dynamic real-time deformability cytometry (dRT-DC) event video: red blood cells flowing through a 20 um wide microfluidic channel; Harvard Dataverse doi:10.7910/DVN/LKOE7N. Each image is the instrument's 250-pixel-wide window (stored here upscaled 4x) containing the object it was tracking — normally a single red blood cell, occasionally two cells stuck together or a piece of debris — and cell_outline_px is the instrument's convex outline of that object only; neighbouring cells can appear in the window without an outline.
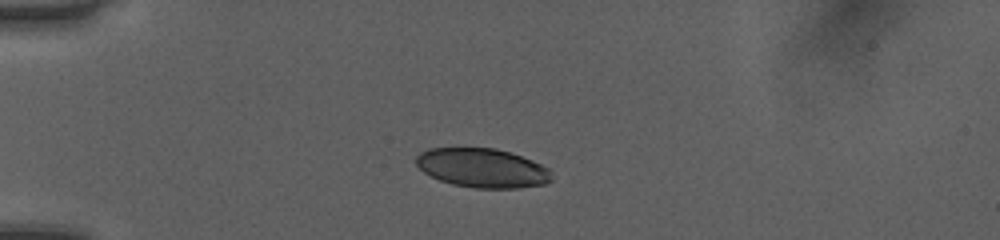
{"species": "human", "species_latin": "Homo sapiens", "temperature_condition": "room temperature", "stored_images_in_passage": 38, "camera_frame_rate_fps": 3000, "um_per_image_px": 0.085, "donor": {"sex": "female"}, "frame": {"image": 1, "passage_image": 1, "time_ms": 0.0, "image_size_px": [1000, 240], "cell_outline_px": [[552, 180], [544, 184], [516, 188], [476, 188], [452, 184], [440, 180], [424, 172], [416, 164], [416, 156], [420, 152], [428, 148], [496, 148], [532, 160], [548, 168]], "centroid_in_image_um": [40.98, 14.27], "position_along_channel_um": 44.0, "area_um2": 30.69}}
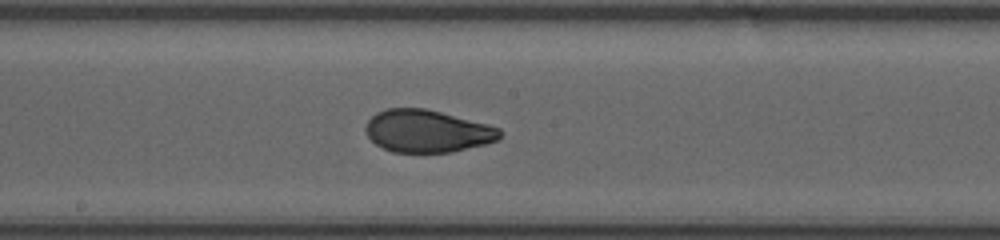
{"frame": {"image": 2, "passage_image": 16, "time_ms": 5.0, "image_size_px": [1000, 240], "cell_outline_px": [[500, 136], [496, 140], [484, 144], [452, 152], [392, 152], [376, 144], [368, 136], [364, 128], [368, 120], [376, 112], [388, 108], [424, 108], [488, 124], [500, 128]], "centroid_in_image_um": [36.28, 11.14], "position_along_channel_um": 211.9, "area_um2": 32.95}}
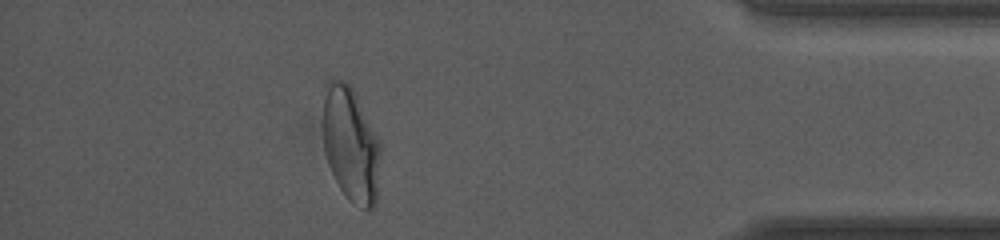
{"frame": {"image": 3, "passage_image": 33, "time_ms": 10.667, "image_size_px": [1000, 240], "cell_outline_px": [[380, 160], [376, 204], [368, 212], [348, 200], [344, 196], [328, 164], [324, 152], [324, 96], [328, 80], [344, 80], [352, 88], [380, 140]], "centroid_in_image_um": [29.84, 12.34], "position_along_channel_um": 405.4, "area_um2": 38.44}, "authors_computed_cell_mechanics": {"area_um2": 33.6974, "velocity_mm_per_s": 4.0646, "shape_relaxation_time_tau1_ms": 5.5023, "shape_relaxation_time_tau2_ms": 0.8556, "deformation_change_tau1": 0.1979, "deformation_change_tau2": 0.0459}}